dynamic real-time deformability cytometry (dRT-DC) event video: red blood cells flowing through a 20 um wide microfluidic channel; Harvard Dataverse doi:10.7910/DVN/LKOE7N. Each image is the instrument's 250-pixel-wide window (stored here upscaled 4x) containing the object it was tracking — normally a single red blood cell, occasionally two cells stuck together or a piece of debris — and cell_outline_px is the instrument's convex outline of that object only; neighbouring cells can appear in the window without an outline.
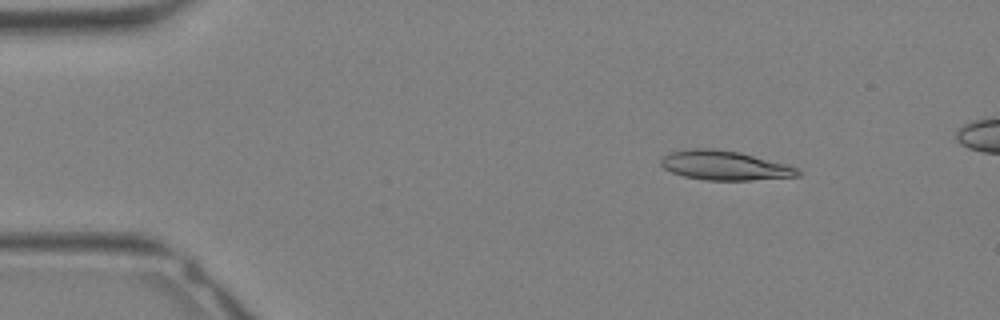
{"species": "Egyptian fruit bat (a non-hibernating species)", "species_latin": "Rousettus aegyptiacus", "temperature_condition": "warm", "stored_images_in_passage": 31, "camera_frame_rate_fps": 3000, "um_per_image_px": 0.085, "animal": {"sex": "female"}, "frame": {"image": 1, "passage_image": 4, "time_ms": 1.0, "image_size_px": [1000, 320], "cell_outline_px": [[804, 172], [800, 176], [748, 180], [704, 180], [684, 176], [672, 172], [664, 168], [660, 164], [660, 160], [668, 152], [688, 148], [716, 148], [740, 152], [788, 164]], "centroid_in_image_um": [61.6, 14.05], "position_along_channel_um": 23.4, "area_um2": 23.7}}
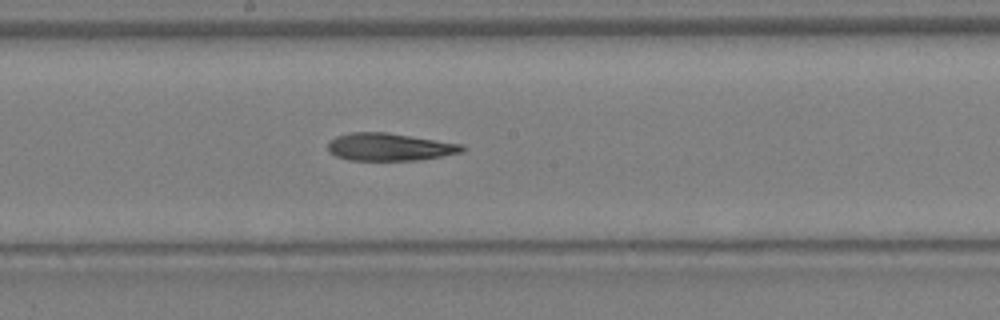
{"frame": {"image": 2, "passage_image": 17, "time_ms": 5.333, "image_size_px": [1000, 320], "cell_outline_px": [[468, 148], [464, 152], [420, 160], [348, 160], [336, 156], [328, 152], [328, 140], [336, 136], [352, 132], [388, 132], [464, 144]], "centroid_in_image_um": [33.14, 12.49], "position_along_channel_um": 215.1, "area_um2": 21.96}}
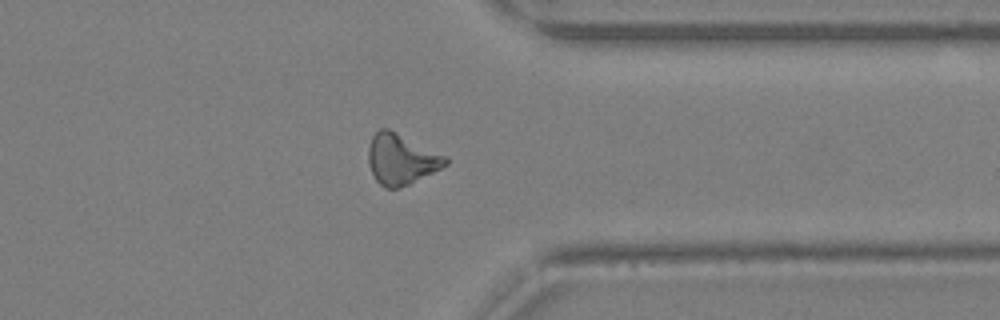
{"frame": {"image": 3, "passage_image": 25, "time_ms": 8.0, "image_size_px": [1000, 320], "cell_outline_px": [[448, 164], [400, 188], [384, 188], [376, 180], [368, 164], [368, 148], [372, 136], [380, 128], [388, 128], [448, 156]], "centroid_in_image_um": [34.09, 13.52], "position_along_channel_um": 377.3, "area_um2": 22.66}}